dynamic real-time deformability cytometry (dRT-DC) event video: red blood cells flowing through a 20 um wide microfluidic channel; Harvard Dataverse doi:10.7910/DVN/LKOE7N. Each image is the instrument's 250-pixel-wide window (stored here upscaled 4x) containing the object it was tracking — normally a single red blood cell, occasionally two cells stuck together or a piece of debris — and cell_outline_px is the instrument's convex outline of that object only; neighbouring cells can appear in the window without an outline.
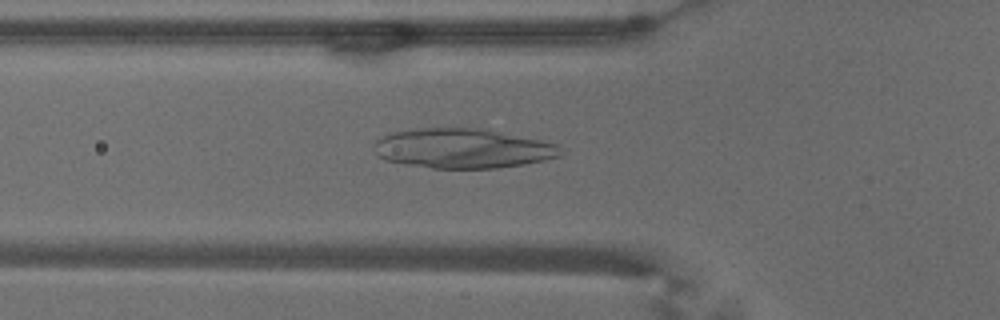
{"species": "common noctule bat (a hibernating species)", "species_latin": "Nyctalus noctula", "temperature_condition": "warm", "stored_images_in_passage": 38, "camera_frame_rate_fps": 3000, "um_per_image_px": 0.085, "animal": {"sex": "male", "body_mass_g": 18.8}, "frame": {"image": 1, "passage_image": 3, "time_ms": 0.667, "image_size_px": [1000, 320], "cell_outline_px": [[564, 152], [560, 156], [544, 160], [524, 164], [496, 168], [432, 168], [384, 160], [372, 148], [372, 144], [376, 140], [392, 132], [416, 128], [480, 128], [540, 140], [556, 144]], "centroid_in_image_um": [39.31, 12.61], "position_along_channel_um": 86.5, "area_um2": 43.0}}
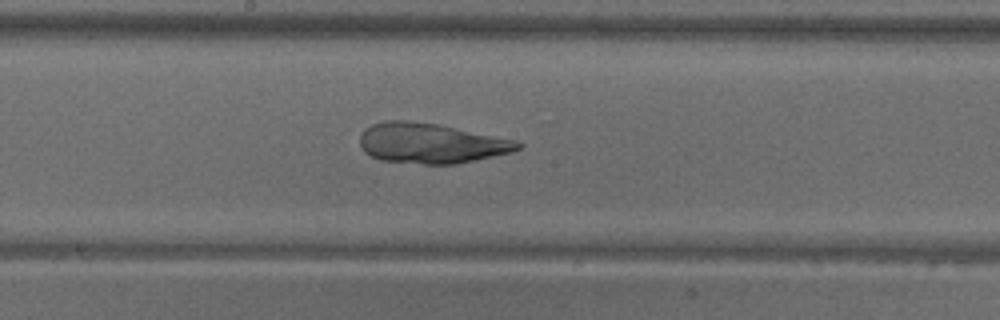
{"frame": {"image": 2, "passage_image": 13, "time_ms": 4.0, "image_size_px": [1000, 320], "cell_outline_px": [[524, 144], [520, 148], [512, 152], [456, 164], [424, 164], [380, 160], [364, 152], [360, 144], [360, 136], [364, 128], [372, 124], [384, 120], [412, 120], [440, 124], [516, 140]], "centroid_in_image_um": [36.62, 12.16], "position_along_channel_um": 211.6, "area_um2": 37.22}}
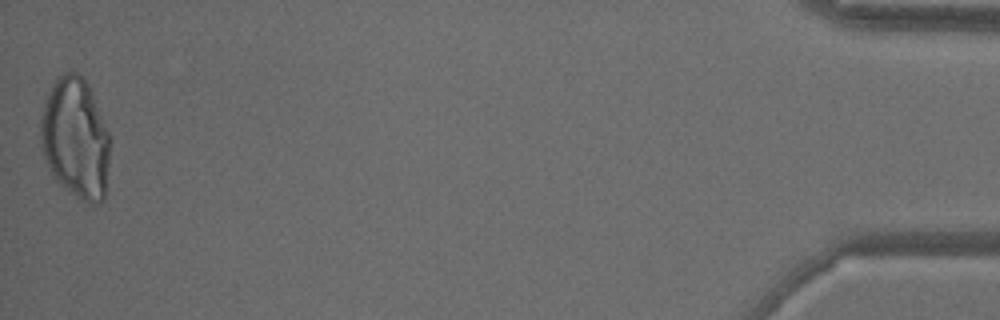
{"frame": {"image": 3, "passage_image": 38, "time_ms": 12.333, "image_size_px": [1000, 320], "cell_outline_px": [[108, 164], [104, 200], [100, 204], [88, 204], [80, 200], [60, 184], [52, 176], [44, 156], [40, 144], [40, 120], [44, 100], [56, 80], [64, 72], [76, 72], [88, 84], [108, 132]], "centroid_in_image_um": [6.39, 11.79], "position_along_channel_um": 428.8, "area_um2": 48.55}}